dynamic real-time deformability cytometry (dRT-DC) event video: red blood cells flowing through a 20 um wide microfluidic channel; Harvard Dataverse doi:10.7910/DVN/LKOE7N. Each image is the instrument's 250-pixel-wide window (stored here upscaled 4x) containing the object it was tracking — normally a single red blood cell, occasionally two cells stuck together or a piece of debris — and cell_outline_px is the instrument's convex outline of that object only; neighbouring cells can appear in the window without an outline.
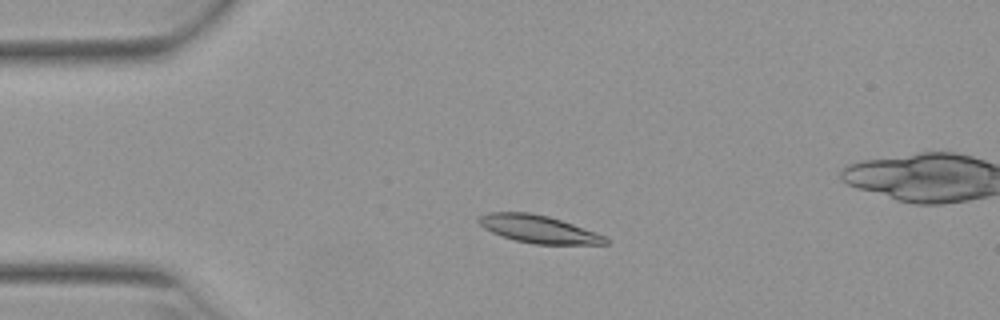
{"species": "Egyptian fruit bat (a non-hibernating species)", "species_latin": "Rousettus aegyptiacus", "temperature_condition": "warm", "stored_images_in_passage": 52, "camera_frame_rate_fps": 3000, "um_per_image_px": 0.085, "animal": {"sex": "female"}, "frame": {"image": 1, "passage_image": 11, "time_ms": 3.333, "image_size_px": [1000, 320], "cell_outline_px": [[608, 244], [536, 244], [516, 240], [492, 232], [484, 228], [476, 220], [480, 216], [488, 212], [528, 212], [548, 216], [608, 236]], "centroid_in_image_um": [45.79, 19.47], "position_along_channel_um": 39.2, "area_um2": 20.23}}
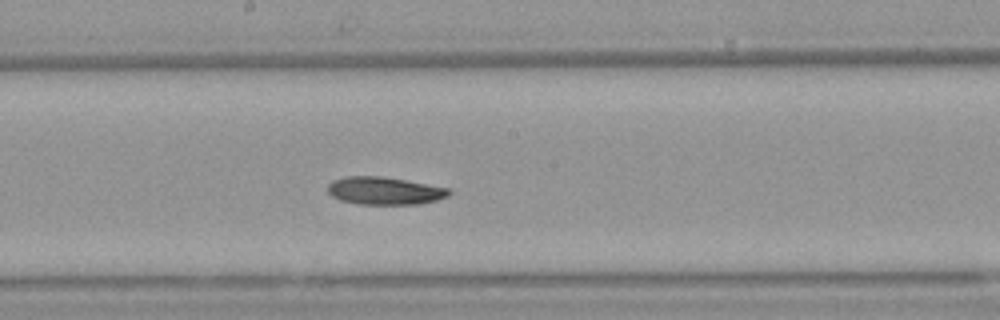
{"frame": {"image": 2, "passage_image": 27, "time_ms": 8.667, "image_size_px": [1000, 320], "cell_outline_px": [[452, 192], [448, 196], [436, 200], [420, 204], [360, 204], [340, 200], [332, 196], [328, 192], [328, 184], [332, 180], [344, 176], [380, 176], [404, 180], [448, 188]], "centroid_in_image_um": [32.66, 16.21], "position_along_channel_um": 215.5, "area_um2": 19.48}}
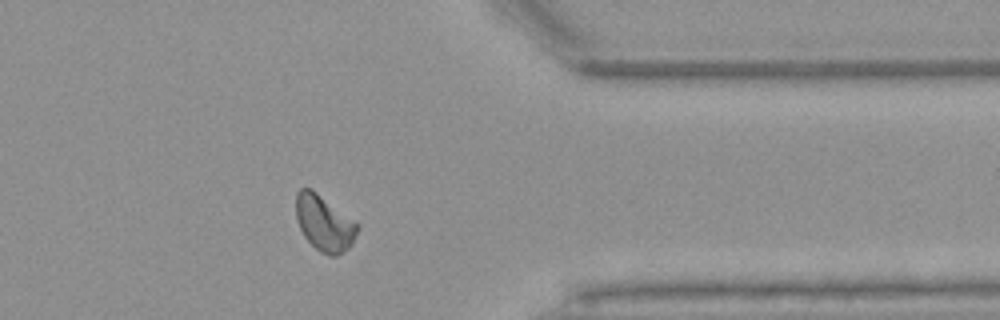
{"frame": {"image": 3, "passage_image": 41, "time_ms": 13.333, "image_size_px": [1000, 320], "cell_outline_px": [[360, 228], [352, 244], [344, 252], [336, 256], [328, 256], [320, 252], [304, 236], [296, 220], [296, 192], [300, 188], [312, 188], [360, 224]], "centroid_in_image_um": [27.58, 18.96], "position_along_channel_um": 383.8, "area_um2": 20.29}}